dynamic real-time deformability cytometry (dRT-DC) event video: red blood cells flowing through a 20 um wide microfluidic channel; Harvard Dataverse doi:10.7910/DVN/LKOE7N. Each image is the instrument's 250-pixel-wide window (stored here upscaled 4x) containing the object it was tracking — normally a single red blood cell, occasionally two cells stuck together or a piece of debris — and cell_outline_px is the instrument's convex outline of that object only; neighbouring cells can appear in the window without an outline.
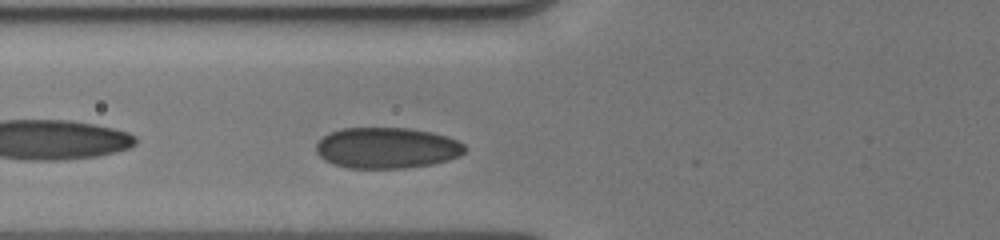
{"species": "human", "species_latin": "Homo sapiens", "temperature_condition": "cold", "stored_images_in_passage": 7, "camera_frame_rate_fps": 3000, "um_per_image_px": 0.085, "donor": {"sex": "male"}, "frame": {"image": 1, "passage_image": 7, "time_ms": 2.333, "image_size_px": [1000, 240], "cell_outline_px": [[468, 148], [460, 156], [448, 160], [432, 164], [404, 168], [348, 168], [332, 164], [324, 160], [316, 152], [316, 144], [328, 132], [340, 128], [408, 128], [432, 132], [448, 136], [464, 144]], "centroid_in_image_um": [32.88, 12.57], "position_along_channel_um": 92.9, "area_um2": 35.78}}